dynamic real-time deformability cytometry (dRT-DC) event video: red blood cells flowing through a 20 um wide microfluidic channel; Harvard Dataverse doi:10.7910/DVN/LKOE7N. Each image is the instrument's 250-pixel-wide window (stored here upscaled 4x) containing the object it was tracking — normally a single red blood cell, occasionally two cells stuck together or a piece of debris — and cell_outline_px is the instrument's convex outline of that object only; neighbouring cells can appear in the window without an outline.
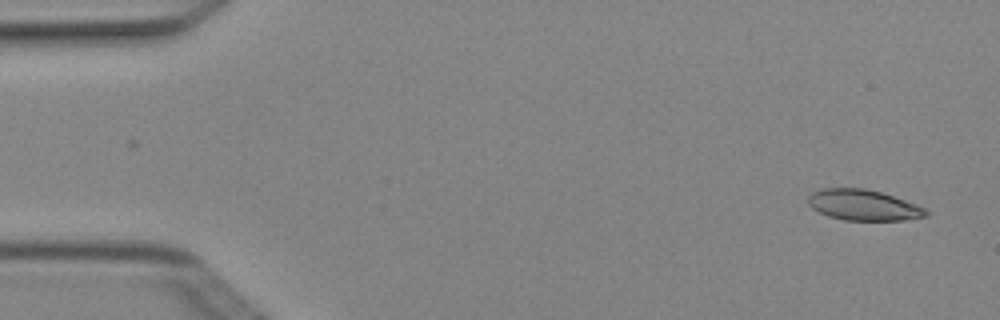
{"species": "Egyptian fruit bat (a non-hibernating species)", "species_latin": "Rousettus aegyptiacus", "temperature_condition": "cold", "stored_images_in_passage": 2, "camera_frame_rate_fps": 3000, "um_per_image_px": 0.085, "animal": {"sex": "female"}, "frame": {"image": 1, "passage_image": 2, "time_ms": 0.333, "image_size_px": [1000, 320], "cell_outline_px": [[928, 216], [904, 220], [844, 220], [828, 216], [812, 208], [808, 204], [808, 196], [812, 192], [824, 188], [864, 188], [880, 192], [916, 204], [924, 208], [928, 212]], "centroid_in_image_um": [73.37, 17.43], "position_along_channel_um": 11.6, "area_um2": 20.98}}